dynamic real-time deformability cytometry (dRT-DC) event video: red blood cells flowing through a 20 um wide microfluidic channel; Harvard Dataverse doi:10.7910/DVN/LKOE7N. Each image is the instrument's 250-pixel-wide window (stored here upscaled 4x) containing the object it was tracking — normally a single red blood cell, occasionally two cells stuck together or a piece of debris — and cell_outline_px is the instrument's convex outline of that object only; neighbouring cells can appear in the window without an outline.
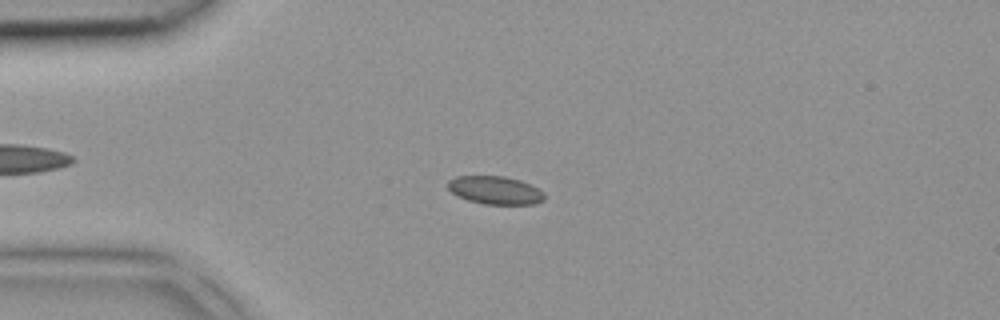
{"species": "common noctule bat (a hibernating species)", "species_latin": "Nyctalus noctula", "temperature_condition": "room temperature", "stored_images_in_passage": 3, "camera_frame_rate_fps": 3000, "um_per_image_px": 0.085, "animal": {"sex": "female", "body_mass_g": 18.4}, "frame": {"image": 1, "passage_image": 3, "time_ms": 0.667, "image_size_px": [1000, 320], "cell_outline_px": [[544, 200], [536, 204], [484, 204], [468, 200], [452, 192], [448, 188], [448, 180], [456, 176], [504, 176], [520, 180], [544, 192]], "centroid_in_image_um": [42.09, 16.17], "position_along_channel_um": 42.9, "area_um2": 15.66}}